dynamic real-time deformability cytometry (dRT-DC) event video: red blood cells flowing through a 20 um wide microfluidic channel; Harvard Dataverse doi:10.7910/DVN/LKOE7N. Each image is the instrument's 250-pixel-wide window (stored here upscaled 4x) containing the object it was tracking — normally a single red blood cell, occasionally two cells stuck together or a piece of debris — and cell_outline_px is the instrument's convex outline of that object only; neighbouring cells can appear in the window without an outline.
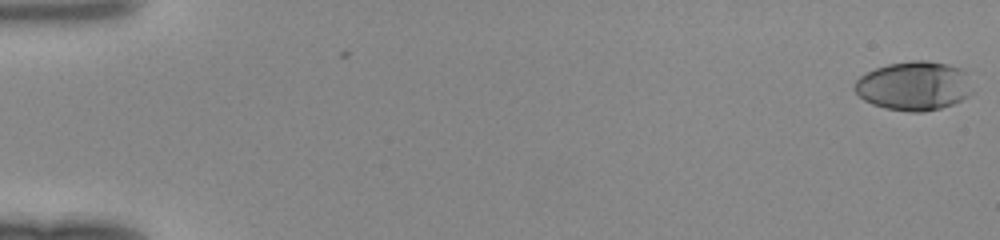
{"species": "human", "species_latin": "Homo sapiens", "temperature_condition": "room temperature", "stored_images_in_passage": 14, "camera_frame_rate_fps": 3000, "um_per_image_px": 0.085, "donor": {"sex": "female"}, "frame": {"image": 1, "passage_image": 1, "time_ms": 0.0, "image_size_px": [1000, 240], "cell_outline_px": [[972, 92], [968, 96], [952, 104], [940, 108], [924, 112], [908, 112], [884, 108], [872, 104], [864, 100], [856, 92], [856, 80], [860, 76], [876, 68], [888, 64], [912, 60], [924, 60], [948, 64], [964, 68]], "centroid_in_image_um": [77.7, 7.3], "position_along_channel_um": 7.3, "area_um2": 33.58}}